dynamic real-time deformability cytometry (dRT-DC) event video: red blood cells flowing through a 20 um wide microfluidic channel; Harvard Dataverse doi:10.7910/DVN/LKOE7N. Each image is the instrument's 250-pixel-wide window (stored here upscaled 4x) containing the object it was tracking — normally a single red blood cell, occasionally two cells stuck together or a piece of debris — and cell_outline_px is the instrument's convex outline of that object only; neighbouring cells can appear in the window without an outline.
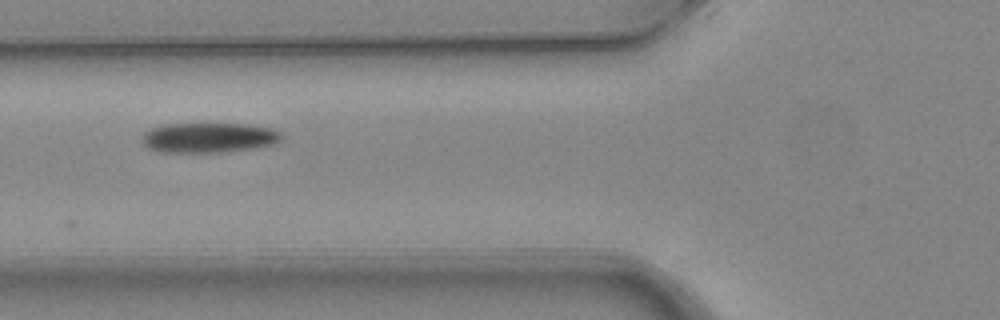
{"species": "common noctule bat (a hibernating species)", "species_latin": "Nyctalus noctula", "temperature_condition": "warm", "stored_images_in_passage": 4, "camera_frame_rate_fps": 3000, "um_per_image_px": 0.085, "animal": {"sex": "female", "body_mass_g": 24.6, "forearm_length_mm": 56.2}, "frame": {"image": 1, "passage_image": 2, "time_ms": 0.333, "image_size_px": [1000, 320], "cell_outline_px": [[284, 140], [276, 144], [256, 148], [224, 152], [156, 152], [148, 148], [140, 140], [140, 136], [148, 128], [164, 124], [248, 124], [272, 128], [280, 132], [284, 136]], "centroid_in_image_um": [17.75, 11.7], "position_along_channel_um": 108.0, "area_um2": 24.97}}
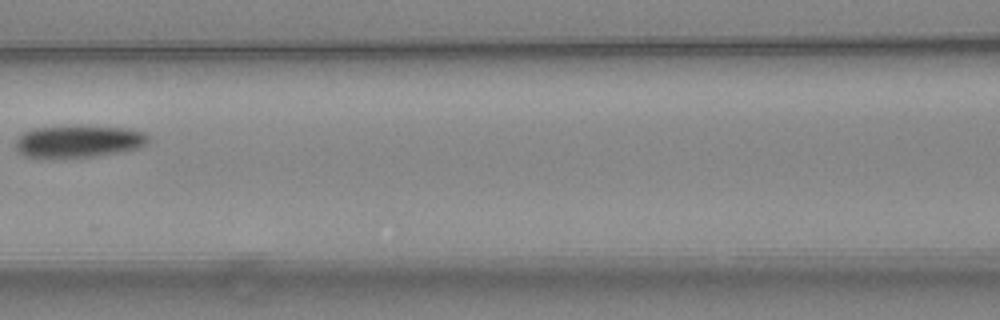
{"frame": {"image": 2, "passage_image": 3, "time_ms": 0.667, "image_size_px": [1000, 320], "cell_outline_px": [[148, 144], [140, 148], [120, 152], [96, 156], [64, 160], [24, 156], [16, 152], [16, 140], [24, 132], [32, 128], [76, 124], [84, 124], [128, 128], [144, 132], [148, 136]], "centroid_in_image_um": [6.66, 12.02], "position_along_channel_um": 159.9, "area_um2": 26.36}}
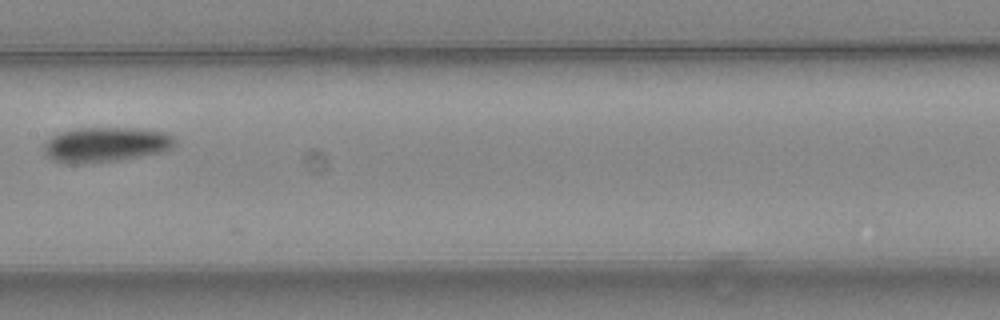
{"frame": {"image": 3, "passage_image": 4, "time_ms": 1.0, "image_size_px": [1000, 320], "cell_outline_px": [[176, 144], [172, 148], [164, 152], [116, 160], [72, 164], [64, 164], [52, 160], [44, 156], [44, 144], [52, 136], [64, 132], [80, 128], [136, 128], [164, 132], [172, 136], [176, 140]], "centroid_in_image_um": [8.98, 12.3], "position_along_channel_um": 198.4, "area_um2": 26.59}}